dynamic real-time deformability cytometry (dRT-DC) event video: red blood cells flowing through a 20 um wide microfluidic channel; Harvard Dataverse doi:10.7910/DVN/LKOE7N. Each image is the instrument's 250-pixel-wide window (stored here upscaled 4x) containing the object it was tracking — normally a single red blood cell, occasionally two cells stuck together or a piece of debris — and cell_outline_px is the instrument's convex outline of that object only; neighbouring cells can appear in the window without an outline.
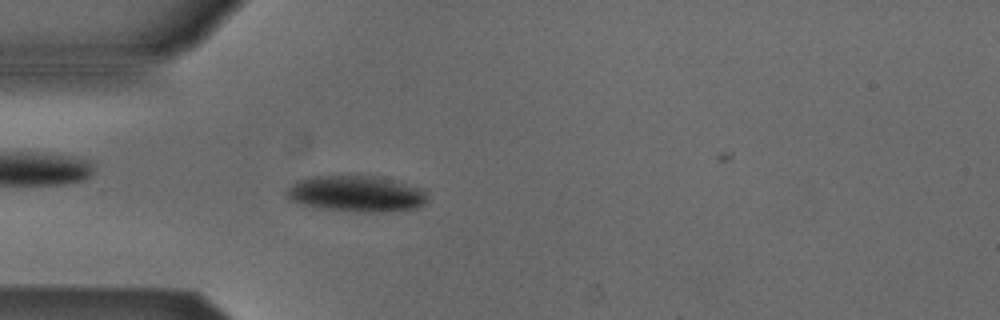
{"species": "Egyptian fruit bat (a non-hibernating species)", "species_latin": "Rousettus aegyptiacus", "temperature_condition": "cold", "stored_images_in_passage": 37, "camera_frame_rate_fps": 3000, "um_per_image_px": 0.085, "animal": {"sex": "male"}, "frame": {"image": 1, "passage_image": 4, "time_ms": 1.0, "image_size_px": [1000, 320], "cell_outline_px": [[428, 200], [424, 204], [416, 208], [380, 212], [356, 212], [316, 208], [296, 204], [288, 200], [288, 188], [296, 180], [308, 176], [380, 176], [396, 180], [424, 188], [428, 196]], "centroid_in_image_um": [30.29, 16.47], "position_along_channel_um": 54.7, "area_um2": 30.29}}
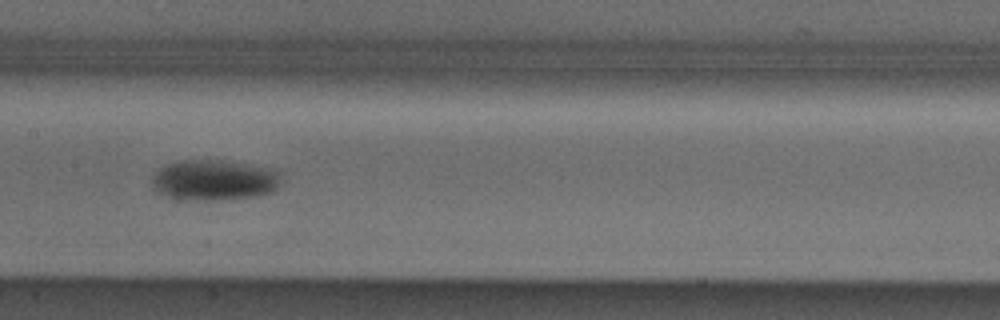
{"frame": {"image": 2, "passage_image": 15, "time_ms": 4.667, "image_size_px": [1000, 320], "cell_outline_px": [[284, 172], [276, 188], [272, 192], [256, 196], [220, 200], [188, 200], [168, 196], [156, 192], [152, 188], [152, 180], [156, 172], [160, 168], [168, 164], [180, 160], [220, 160], [272, 168]], "centroid_in_image_um": [18.23, 15.31], "position_along_channel_um": 189.2, "area_um2": 30.75}}
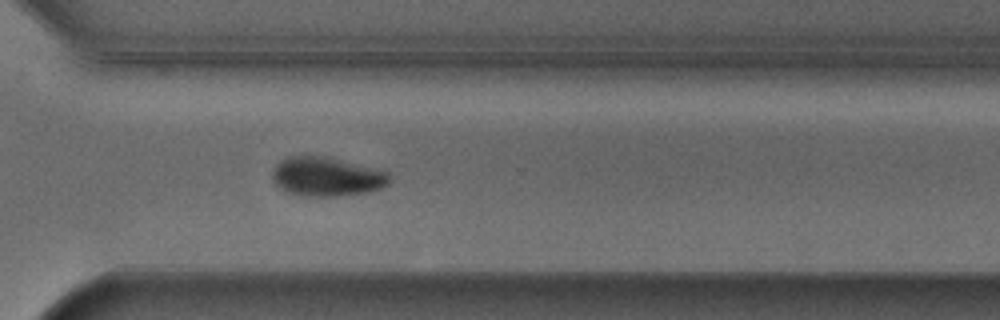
{"frame": {"image": 3, "passage_image": 27, "time_ms": 8.667, "image_size_px": [1000, 320], "cell_outline_px": [[388, 184], [372, 192], [336, 196], [304, 196], [284, 192], [272, 180], [272, 172], [276, 164], [280, 160], [288, 156], [332, 156], [388, 172]], "centroid_in_image_um": [27.74, 15.01], "position_along_channel_um": 342.9, "area_um2": 27.05}, "authors_computed_cell_mechanics": {"area_um2": 29.0734, "velocity_mm_per_s": 3.8512, "shape_relaxation_time_tau1_ms": 2.2986, "shape_relaxation_time_tau2_ms": null, "deformation_change_tau1": 0.1053, "deformation_change_tau2": null}}